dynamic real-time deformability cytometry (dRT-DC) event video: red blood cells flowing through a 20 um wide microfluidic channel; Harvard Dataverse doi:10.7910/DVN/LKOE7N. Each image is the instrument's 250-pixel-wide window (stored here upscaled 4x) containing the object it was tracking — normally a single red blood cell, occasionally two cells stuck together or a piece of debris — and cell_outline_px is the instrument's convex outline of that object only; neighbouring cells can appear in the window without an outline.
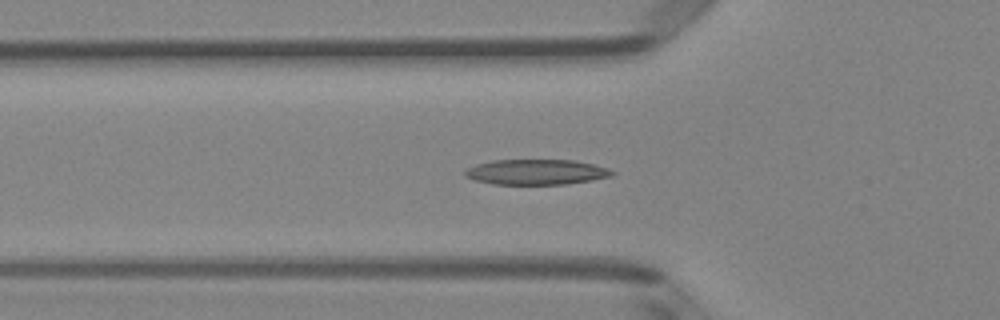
{"species": "Egyptian fruit bat (a non-hibernating species)", "species_latin": "Rousettus aegyptiacus", "temperature_condition": "room temperature", "stored_images_in_passage": 51, "camera_frame_rate_fps": 3000, "um_per_image_px": 0.085, "animal": {"sex": "female"}, "frame": {"image": 1, "passage_image": 17, "time_ms": 5.333, "image_size_px": [1000, 320], "cell_outline_px": [[616, 172], [612, 176], [592, 180], [564, 184], [492, 184], [476, 180], [464, 176], [464, 172], [468, 168], [476, 164], [492, 160], [572, 160], [592, 164], [608, 168]], "centroid_in_image_um": [45.58, 14.62], "position_along_channel_um": 80.2, "area_um2": 21.62}}
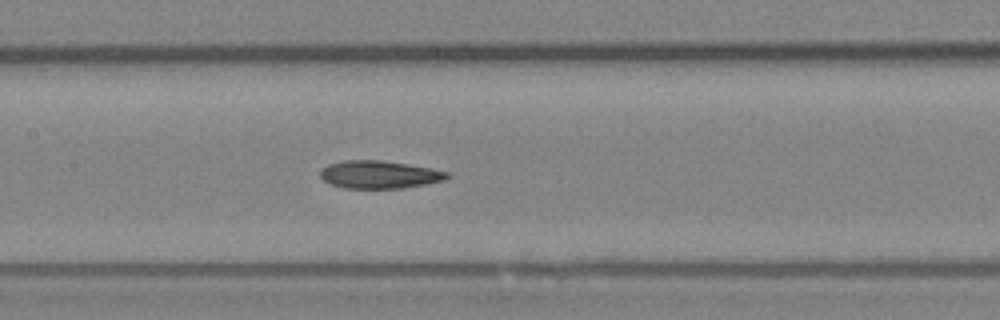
{"frame": {"image": 2, "passage_image": 24, "time_ms": 7.667, "image_size_px": [1000, 320], "cell_outline_px": [[448, 176], [444, 180], [404, 188], [344, 188], [332, 184], [324, 180], [320, 176], [320, 172], [328, 164], [344, 160], [380, 160], [408, 164], [432, 168], [448, 172]], "centroid_in_image_um": [32.24, 14.83], "position_along_channel_um": 175.2, "area_um2": 20.35}}
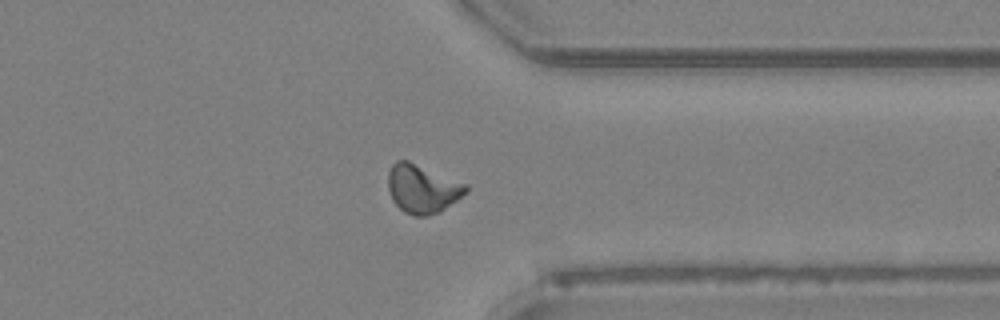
{"frame": {"image": 3, "passage_image": 39, "time_ms": 12.667, "image_size_px": [1000, 320], "cell_outline_px": [[468, 192], [440, 212], [428, 216], [416, 216], [404, 212], [392, 200], [388, 192], [388, 172], [392, 164], [396, 160], [408, 160], [468, 184]], "centroid_in_image_um": [35.9, 16.04], "position_along_channel_um": 375.5, "area_um2": 22.25}, "authors_computed_cell_mechanics": {"area_um2": 20.9814, "velocity_mm_per_s": 4.0619, "shape_relaxation_time_tau1_ms": 4.6293, "shape_relaxation_time_tau2_ms": 3.8751, "deformation_change_tau1": 0.1688, "deformation_change_tau2": 0.121}}